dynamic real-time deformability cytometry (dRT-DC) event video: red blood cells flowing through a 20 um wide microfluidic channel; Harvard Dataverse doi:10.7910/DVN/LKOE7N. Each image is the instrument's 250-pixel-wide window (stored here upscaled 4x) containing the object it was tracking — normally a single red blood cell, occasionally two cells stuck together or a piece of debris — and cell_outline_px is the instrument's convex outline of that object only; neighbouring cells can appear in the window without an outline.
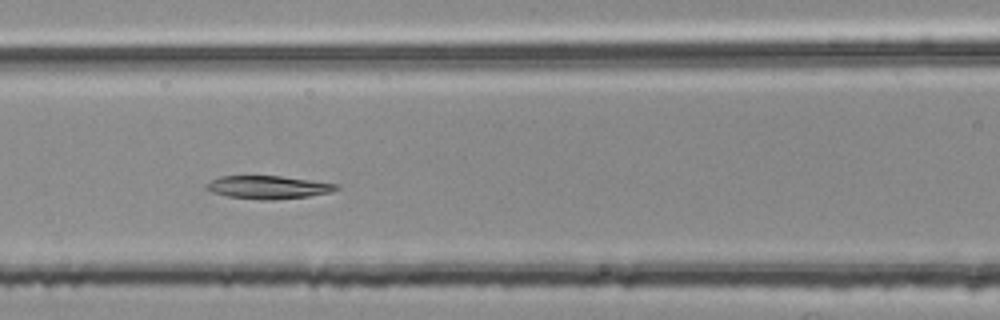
{"species": "common noctule bat (a hibernating species)", "species_latin": "Nyctalus noctula", "temperature_condition": "room temperature", "stored_images_in_passage": 49, "camera_frame_rate_fps": 3000, "um_per_image_px": 0.085, "animal": {"sex": "female", "body_mass_g": 25.1}, "frame": {"image": 1, "passage_image": 21, "time_ms": 6.667, "image_size_px": [1000, 320], "cell_outline_px": [[340, 188], [332, 192], [308, 196], [272, 200], [260, 200], [228, 196], [212, 192], [204, 188], [204, 184], [220, 176], [280, 176], [340, 184]], "centroid_in_image_um": [22.8, 15.91], "position_along_channel_um": 143.8, "area_um2": 17.51}}
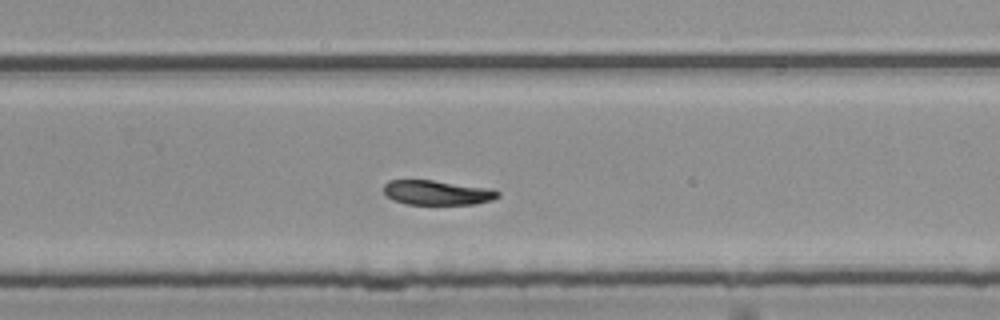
{"frame": {"image": 2, "passage_image": 33, "time_ms": 10.667, "image_size_px": [1000, 320], "cell_outline_px": [[500, 196], [492, 200], [476, 204], [404, 204], [392, 200], [384, 192], [384, 184], [388, 180], [432, 180], [492, 188], [500, 192]], "centroid_in_image_um": [37.18, 16.37], "position_along_channel_um": 292.6, "area_um2": 16.53}}
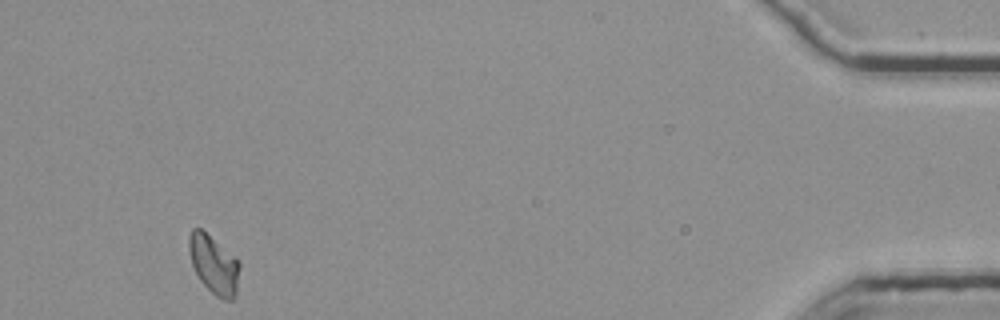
{"frame": {"image": 3, "passage_image": 49, "time_ms": 16.0, "image_size_px": [1000, 320], "cell_outline_px": [[240, 268], [236, 296], [232, 300], [224, 300], [216, 296], [200, 280], [192, 264], [188, 248], [188, 236], [192, 228], [200, 228], [236, 256], [240, 260]], "centroid_in_image_um": [18.2, 22.47], "position_along_channel_um": 417.0, "area_um2": 17.46}, "authors_computed_cell_mechanics": {"area_um2": 17.5712, "velocity_mm_per_s": 3.7388, "shape_relaxation_time_tau1_ms": 11.1027, "shape_relaxation_time_tau2_ms": 6.2816, "deformation_change_tau1": 0.17, "deformation_change_tau2": 0.0788}}